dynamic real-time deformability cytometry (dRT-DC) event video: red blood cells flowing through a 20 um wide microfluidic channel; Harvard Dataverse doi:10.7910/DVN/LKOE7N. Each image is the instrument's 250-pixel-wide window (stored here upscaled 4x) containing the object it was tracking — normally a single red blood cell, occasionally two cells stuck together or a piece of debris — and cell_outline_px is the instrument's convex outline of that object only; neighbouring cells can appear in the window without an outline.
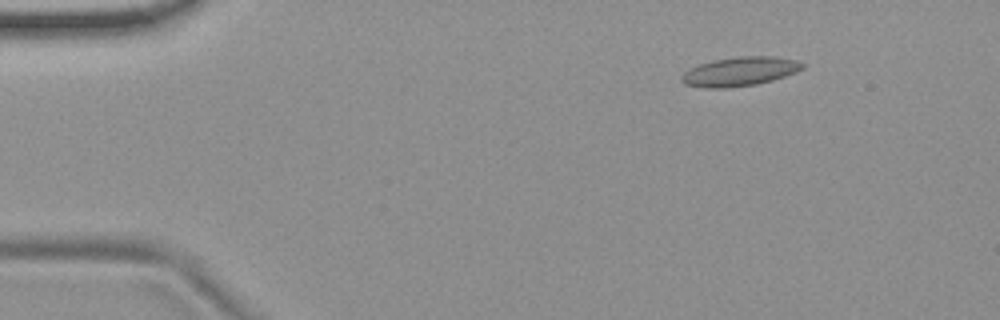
{"species": "common noctule bat (a hibernating species)", "species_latin": "Nyctalus noctula", "temperature_condition": "room temperature", "stored_images_in_passage": 55, "camera_frame_rate_fps": 3000, "um_per_image_px": 0.085, "animal": {"sex": "female", "body_mass_g": 19.9}, "frame": {"image": 1, "passage_image": 7, "time_ms": 2.0, "image_size_px": [1000, 320], "cell_outline_px": [[804, 68], [796, 72], [772, 80], [756, 84], [728, 88], [704, 88], [684, 84], [680, 80], [680, 76], [684, 72], [700, 64], [712, 60], [740, 56], [776, 56], [796, 60], [804, 64]], "centroid_in_image_um": [62.87, 6.08], "position_along_channel_um": 22.1, "area_um2": 20.52}}
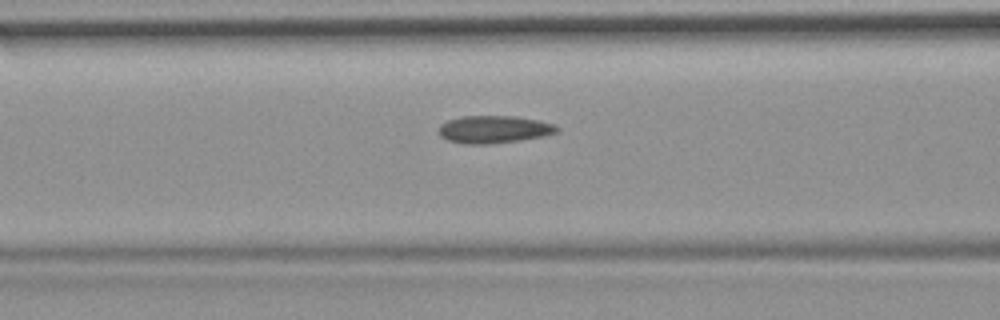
{"frame": {"image": 2, "passage_image": 22, "time_ms": 7.0, "image_size_px": [1000, 320], "cell_outline_px": [[560, 128], [556, 132], [540, 136], [520, 140], [488, 144], [468, 144], [448, 140], [440, 136], [440, 124], [448, 120], [460, 116], [516, 116], [556, 124]], "centroid_in_image_um": [41.97, 10.99], "position_along_channel_um": 124.6, "area_um2": 18.79}}
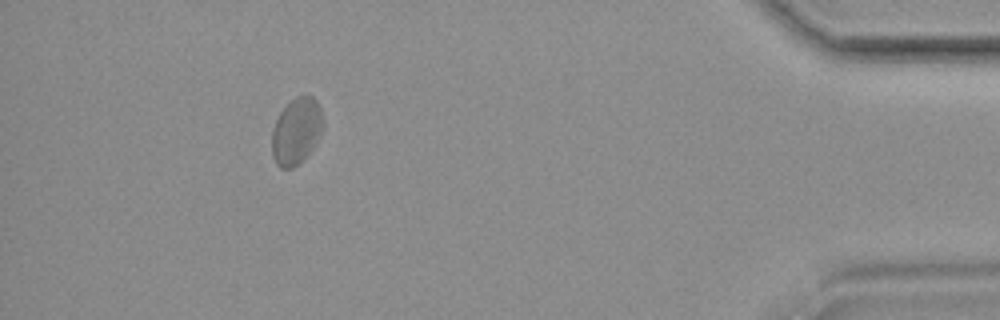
{"frame": {"image": 3, "passage_image": 50, "time_ms": 16.333, "image_size_px": [1000, 320], "cell_outline_px": [[324, 124], [316, 144], [292, 168], [280, 168], [276, 164], [272, 156], [272, 132], [276, 120], [280, 112], [296, 96], [312, 96], [316, 100], [320, 108]], "centroid_in_image_um": [25.18, 11.14], "position_along_channel_um": 410.0, "area_um2": 19.48}, "authors_computed_cell_mechanics": {"area_um2": 19.1318, "velocity_mm_per_s": 3.6509, "shape_relaxation_time_tau1_ms": null, "shape_relaxation_time_tau2_ms": 3.9298, "deformation_change_tau1": null, "deformation_change_tau2": 0.1133}}